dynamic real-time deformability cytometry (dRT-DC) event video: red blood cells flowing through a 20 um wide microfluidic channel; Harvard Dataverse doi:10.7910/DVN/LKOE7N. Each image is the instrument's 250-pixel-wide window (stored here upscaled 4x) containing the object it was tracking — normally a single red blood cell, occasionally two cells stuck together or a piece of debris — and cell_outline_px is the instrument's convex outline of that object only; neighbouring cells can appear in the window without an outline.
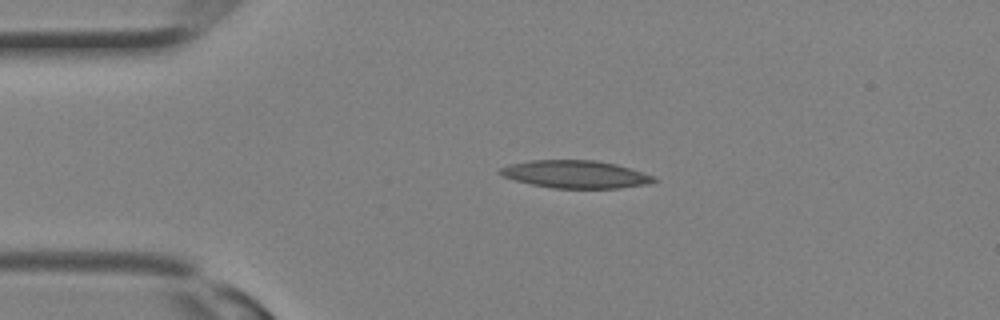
{"species": "Egyptian fruit bat (a non-hibernating species)", "species_latin": "Rousettus aegyptiacus", "temperature_condition": "room temperature", "stored_images_in_passage": 5, "camera_frame_rate_fps": 3000, "um_per_image_px": 0.085, "animal": {"sex": "female"}, "frame": {"image": 1, "passage_image": 1, "time_ms": 0.0, "image_size_px": [1000, 320], "cell_outline_px": [[660, 180], [648, 184], [620, 188], [552, 188], [532, 184], [516, 180], [504, 176], [496, 172], [500, 168], [512, 164], [528, 160], [596, 160], [616, 164], [656, 176]], "centroid_in_image_um": [48.97, 14.81], "position_along_channel_um": 36.0, "area_um2": 24.85}}
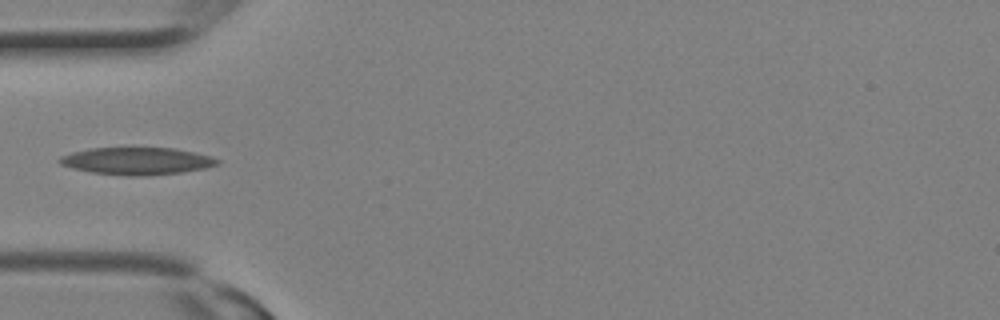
{"frame": {"image": 2, "passage_image": 4, "time_ms": 1.0, "image_size_px": [1000, 320], "cell_outline_px": [[220, 164], [204, 168], [180, 172], [132, 176], [128, 176], [92, 172], [72, 168], [60, 164], [56, 160], [60, 156], [72, 152], [88, 148], [176, 148], [196, 152], [212, 156], [220, 160]], "centroid_in_image_um": [11.63, 13.67], "position_along_channel_um": 73.4, "area_um2": 25.03}}